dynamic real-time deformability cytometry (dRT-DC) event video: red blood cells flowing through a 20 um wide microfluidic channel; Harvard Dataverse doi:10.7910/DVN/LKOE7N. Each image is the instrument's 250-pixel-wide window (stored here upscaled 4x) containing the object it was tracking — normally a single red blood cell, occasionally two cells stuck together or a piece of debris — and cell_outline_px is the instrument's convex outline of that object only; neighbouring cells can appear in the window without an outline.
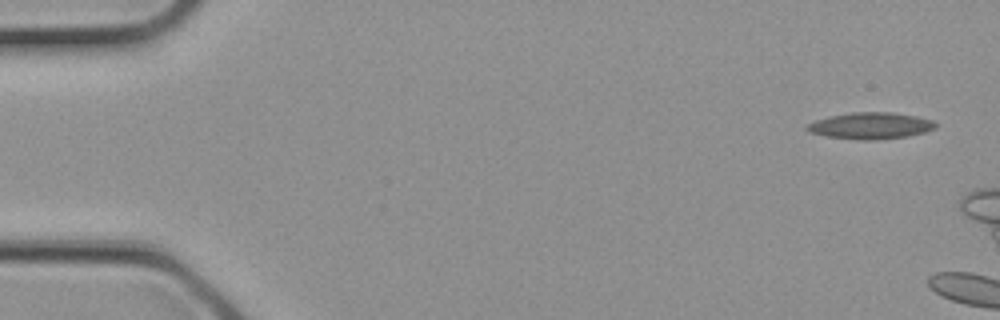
{"species": "common noctule bat (a hibernating species)", "species_latin": "Nyctalus noctula", "temperature_condition": "cold", "stored_images_in_passage": 5, "camera_frame_rate_fps": 3000, "um_per_image_px": 0.085, "animal": {"sex": "female", "body_mass_g": 21.9}, "frame": {"image": 1, "passage_image": 1, "time_ms": 0.0, "image_size_px": [1000, 320], "cell_outline_px": [[936, 128], [924, 132], [908, 136], [876, 140], [856, 140], [828, 136], [812, 132], [804, 128], [808, 124], [816, 120], [828, 116], [852, 112], [892, 112], [916, 116], [932, 120], [936, 124]], "centroid_in_image_um": [74.01, 10.68], "position_along_channel_um": 11.0, "area_um2": 19.83}}